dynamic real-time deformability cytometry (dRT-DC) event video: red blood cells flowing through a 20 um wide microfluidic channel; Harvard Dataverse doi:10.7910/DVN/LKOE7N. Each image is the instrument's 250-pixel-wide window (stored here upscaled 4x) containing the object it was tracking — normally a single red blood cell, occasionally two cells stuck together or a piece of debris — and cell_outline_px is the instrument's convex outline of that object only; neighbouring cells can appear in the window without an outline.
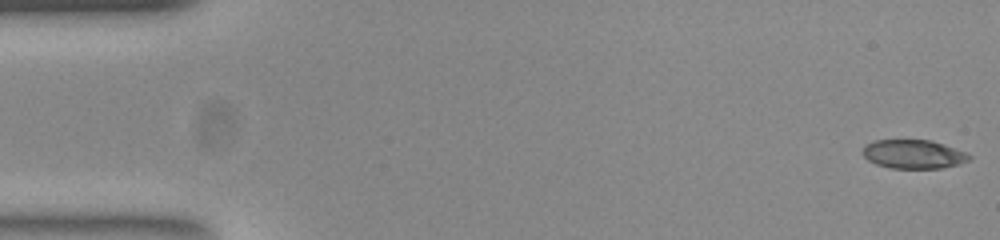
{"species": "common noctule bat (a hibernating species)", "species_latin": "Nyctalus noctula", "temperature_condition": "room temperature", "stored_images_in_passage": 50, "camera_frame_rate_fps": 3000, "um_per_image_px": 0.085, "animal": {"sex": "female", "body_mass_g": 23.0, "forearm_length_mm": 53.4}, "frame": {"image": 1, "passage_image": 1, "time_ms": 0.0, "image_size_px": [1000, 240], "cell_outline_px": [[972, 156], [968, 160], [956, 164], [940, 168], [892, 168], [876, 164], [868, 160], [864, 156], [864, 144], [872, 140], [932, 140], [944, 144], [964, 152]], "centroid_in_image_um": [77.61, 13.09], "position_along_channel_um": 7.4, "area_um2": 17.69}}
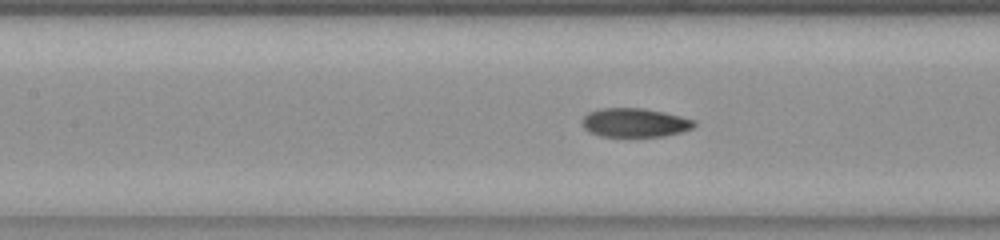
{"frame": {"image": 2, "passage_image": 23, "time_ms": 7.333, "image_size_px": [1000, 240], "cell_outline_px": [[696, 124], [692, 128], [680, 132], [664, 136], [600, 136], [588, 132], [584, 128], [584, 116], [588, 112], [600, 108], [644, 108], [664, 112], [696, 120]], "centroid_in_image_um": [53.96, 10.42], "position_along_channel_um": 153.4, "area_um2": 18.79}}
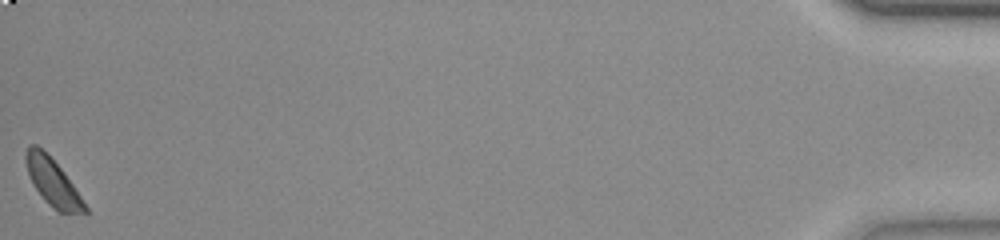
{"frame": {"image": 3, "passage_image": 50, "time_ms": 16.333, "image_size_px": [1000, 240], "cell_outline_px": [[92, 212], [60, 212], [52, 208], [44, 200], [32, 184], [24, 160], [24, 152], [28, 144], [36, 144], [60, 168], [72, 184]], "centroid_in_image_um": [4.45, 15.49], "position_along_channel_um": 430.7, "area_um2": 16.01}, "authors_computed_cell_mechanics": {"area_um2": 19.0162, "velocity_mm_per_s": 3.8587, "shape_relaxation_time_tau1_ms": null, "shape_relaxation_time_tau2_ms": 1.4995, "deformation_change_tau1": null, "deformation_change_tau2": 0.0668}}